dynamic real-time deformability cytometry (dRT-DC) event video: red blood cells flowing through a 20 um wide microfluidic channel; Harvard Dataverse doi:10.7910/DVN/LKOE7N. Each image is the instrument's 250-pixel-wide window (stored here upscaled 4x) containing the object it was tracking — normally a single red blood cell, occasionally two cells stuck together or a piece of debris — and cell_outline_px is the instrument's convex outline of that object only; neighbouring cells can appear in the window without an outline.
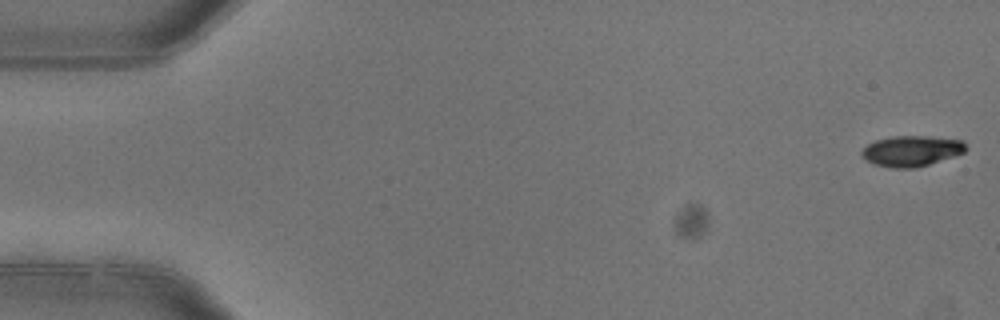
{"species": "common noctule bat (a hibernating species)", "species_latin": "Nyctalus noctula", "temperature_condition": "warm", "stored_images_in_passage": 5, "camera_frame_rate_fps": 3000, "um_per_image_px": 0.085, "animal": {"sex": "female"}, "frame": {"image": 1, "passage_image": 1, "time_ms": 0.0, "image_size_px": [1000, 320], "cell_outline_px": [[968, 148], [964, 152], [956, 156], [916, 168], [892, 168], [872, 164], [860, 152], [868, 144], [876, 140], [892, 136], [924, 136], [964, 140]], "centroid_in_image_um": [77.52, 12.83], "position_along_channel_um": 7.5, "area_um2": 18.67}}
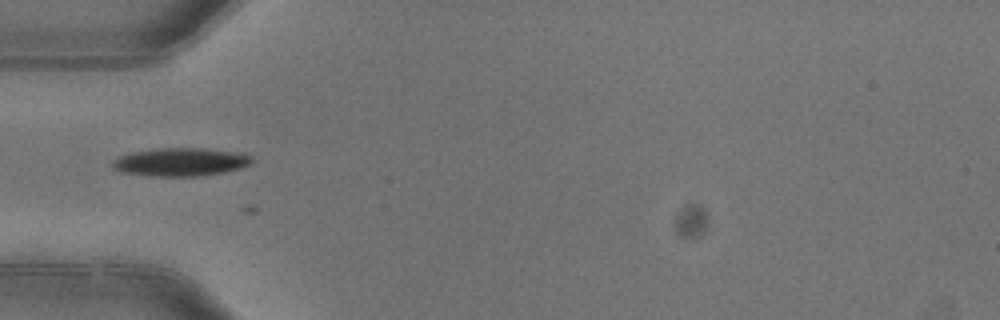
{"frame": {"image": 2, "passage_image": 5, "time_ms": 1.333, "image_size_px": [1000, 320], "cell_outline_px": [[252, 164], [244, 168], [224, 172], [200, 176], [152, 176], [120, 172], [112, 168], [112, 160], [120, 156], [132, 152], [160, 148], [204, 148], [240, 152], [252, 156]], "centroid_in_image_um": [15.39, 13.77], "position_along_channel_um": 69.6, "area_um2": 23.18}}